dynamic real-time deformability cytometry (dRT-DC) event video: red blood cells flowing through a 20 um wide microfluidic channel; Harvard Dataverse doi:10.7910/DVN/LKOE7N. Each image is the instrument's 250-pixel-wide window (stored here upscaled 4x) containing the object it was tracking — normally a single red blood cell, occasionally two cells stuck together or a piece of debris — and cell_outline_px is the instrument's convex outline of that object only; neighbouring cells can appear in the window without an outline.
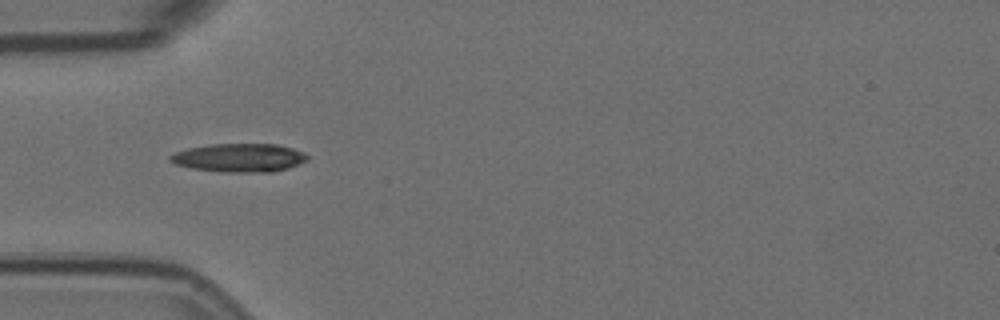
{"species": "Egyptian fruit bat (a non-hibernating species)", "species_latin": "Rousettus aegyptiacus", "temperature_condition": "room temperature", "stored_images_in_passage": 5, "camera_frame_rate_fps": 3000, "um_per_image_px": 0.085, "animal": {"sex": "female"}, "frame": {"image": 1, "passage_image": 4, "time_ms": 1.0, "image_size_px": [1000, 320], "cell_outline_px": [[308, 160], [288, 168], [272, 172], [224, 172], [192, 168], [176, 164], [168, 160], [168, 156], [172, 152], [188, 148], [208, 144], [276, 144], [292, 148], [304, 152], [308, 156]], "centroid_in_image_um": [20.31, 13.4], "position_along_channel_um": 64.7, "area_um2": 22.89}}
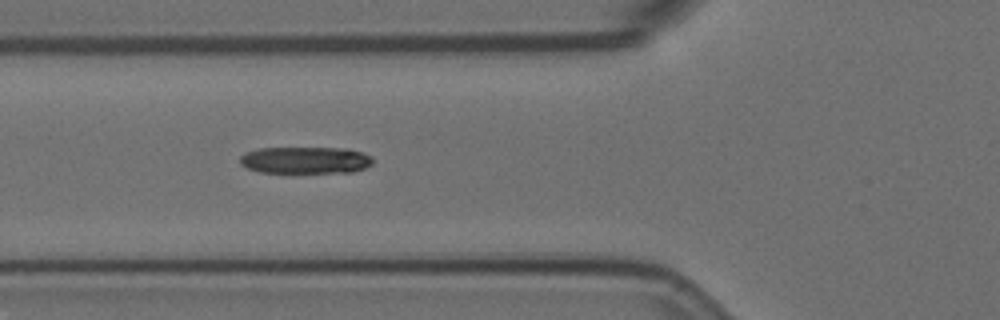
{"frame": {"image": 2, "passage_image": 5, "time_ms": 1.333, "image_size_px": [1000, 320], "cell_outline_px": [[372, 164], [364, 168], [352, 172], [260, 172], [248, 168], [240, 164], [240, 156], [248, 152], [260, 148], [348, 148], [372, 156]], "centroid_in_image_um": [25.97, 13.61], "position_along_channel_um": 99.8, "area_um2": 20.63}}